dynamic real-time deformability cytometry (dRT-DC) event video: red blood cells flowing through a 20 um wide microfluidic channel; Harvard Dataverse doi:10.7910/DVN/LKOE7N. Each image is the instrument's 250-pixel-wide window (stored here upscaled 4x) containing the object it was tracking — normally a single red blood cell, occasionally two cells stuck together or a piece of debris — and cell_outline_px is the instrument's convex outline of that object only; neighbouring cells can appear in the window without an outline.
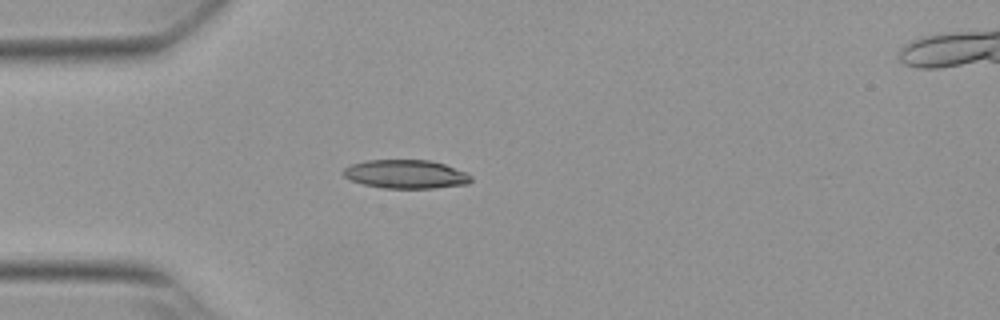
{"species": "Egyptian fruit bat (a non-hibernating species)", "species_latin": "Rousettus aegyptiacus", "temperature_condition": "warm", "stored_images_in_passage": 37, "camera_frame_rate_fps": 3000, "um_per_image_px": 0.085, "animal": {"sex": "female"}, "frame": {"image": 1, "passage_image": 1, "time_ms": 0.0, "image_size_px": [1000, 320], "cell_outline_px": [[472, 180], [468, 184], [436, 188], [384, 188], [364, 184], [352, 180], [344, 176], [340, 172], [344, 168], [352, 164], [368, 160], [432, 160], [468, 172], [472, 176]], "centroid_in_image_um": [34.54, 14.8], "position_along_channel_um": 50.5, "area_um2": 21.44}}
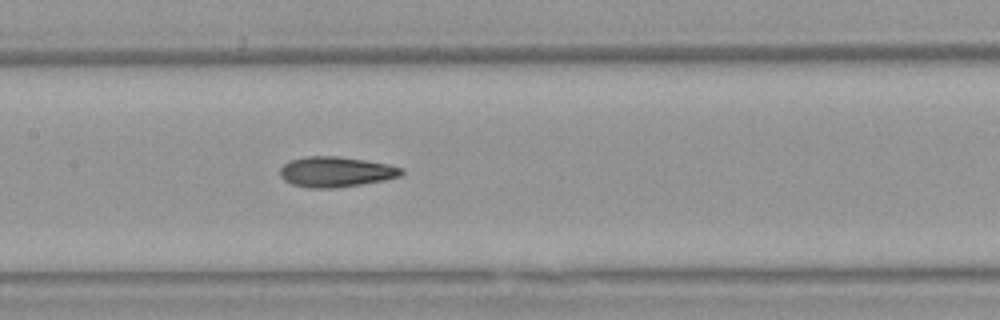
{"frame": {"image": 2, "passage_image": 12, "time_ms": 3.667, "image_size_px": [1000, 320], "cell_outline_px": [[404, 172], [400, 176], [384, 180], [360, 184], [332, 188], [308, 188], [292, 184], [284, 180], [280, 176], [280, 168], [284, 164], [292, 160], [308, 156], [336, 156], [364, 160], [388, 164], [404, 168]], "centroid_in_image_um": [28.55, 14.61], "position_along_channel_um": 178.9, "area_um2": 21.33}}
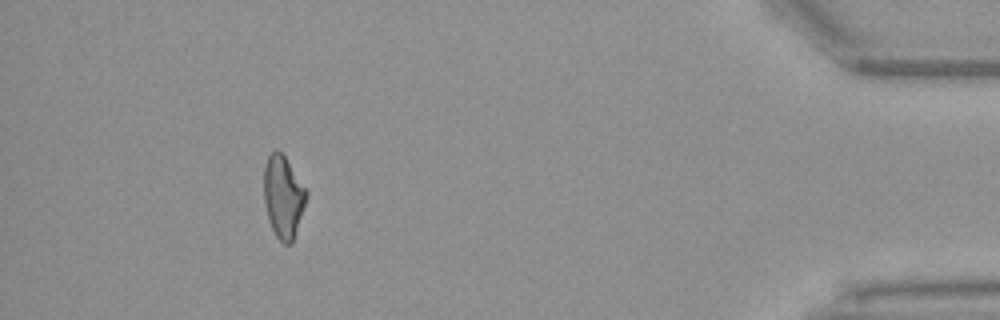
{"frame": {"image": 3, "passage_image": 35, "time_ms": 11.333, "image_size_px": [1000, 320], "cell_outline_px": [[308, 196], [292, 244], [284, 244], [276, 236], [272, 228], [268, 216], [264, 200], [264, 168], [268, 156], [276, 148], [284, 156], [308, 192]], "centroid_in_image_um": [24.08, 16.74], "position_along_channel_um": 411.1, "area_um2": 20.11}}